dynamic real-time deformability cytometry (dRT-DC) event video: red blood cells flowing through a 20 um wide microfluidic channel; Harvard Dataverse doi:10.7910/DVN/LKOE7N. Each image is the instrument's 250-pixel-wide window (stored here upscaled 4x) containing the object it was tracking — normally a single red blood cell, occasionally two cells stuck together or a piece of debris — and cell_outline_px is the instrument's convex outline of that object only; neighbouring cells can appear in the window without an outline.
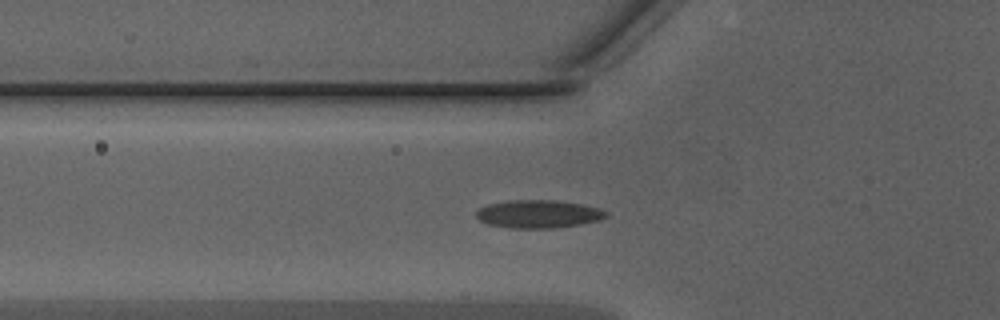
{"species": "Egyptian fruit bat (a non-hibernating species)", "species_latin": "Rousettus aegyptiacus", "temperature_condition": "warm", "stored_images_in_passage": 46, "camera_frame_rate_fps": 3000, "um_per_image_px": 0.085, "animal": {"sex": "male"}, "frame": {"image": 1, "passage_image": 15, "time_ms": 4.667, "image_size_px": [1000, 320], "cell_outline_px": [[608, 216], [600, 220], [580, 224], [556, 228], [508, 228], [488, 224], [480, 220], [476, 216], [476, 212], [480, 208], [488, 204], [508, 200], [556, 200], [584, 204], [600, 208], [608, 212]], "centroid_in_image_um": [45.8, 18.19], "position_along_channel_um": 80.0, "area_um2": 21.39}}
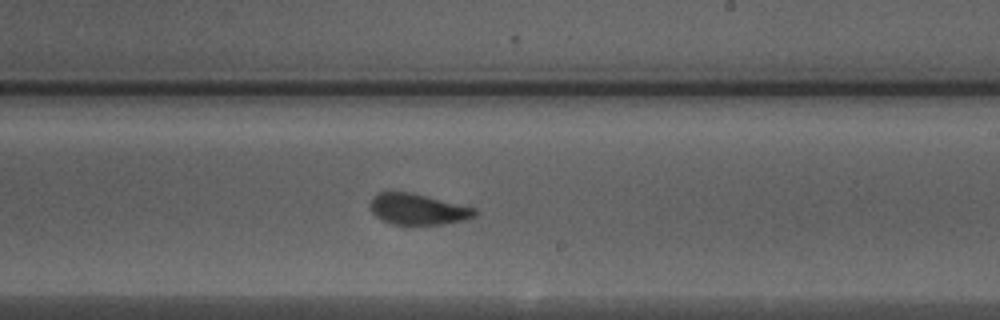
{"frame": {"image": 2, "passage_image": 27, "time_ms": 8.667, "image_size_px": [1000, 320], "cell_outline_px": [[476, 216], [464, 220], [444, 224], [392, 224], [376, 216], [368, 208], [368, 204], [372, 196], [376, 192], [412, 192], [476, 208]], "centroid_in_image_um": [35.48, 17.77], "position_along_channel_um": 253.5, "area_um2": 19.02}}
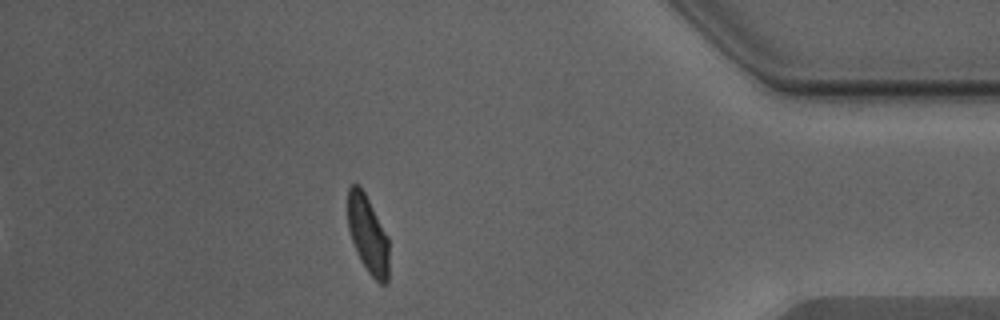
{"frame": {"image": 3, "passage_image": 40, "time_ms": 13.0, "image_size_px": [1000, 320], "cell_outline_px": [[388, 284], [380, 284], [368, 272], [360, 260], [356, 252], [348, 228], [348, 188], [352, 184], [360, 184], [388, 236]], "centroid_in_image_um": [31.27, 19.93], "position_along_channel_um": 403.9, "area_um2": 18.67}, "authors_computed_cell_mechanics": {"area_um2": 19.2763, "velocity_mm_per_s": 4.3256, "shape_relaxation_time_tau1_ms": 3.5683, "shape_relaxation_time_tau2_ms": 0.8264, "deformation_change_tau1": 0.1314, "deformation_change_tau2": 0.0583}}